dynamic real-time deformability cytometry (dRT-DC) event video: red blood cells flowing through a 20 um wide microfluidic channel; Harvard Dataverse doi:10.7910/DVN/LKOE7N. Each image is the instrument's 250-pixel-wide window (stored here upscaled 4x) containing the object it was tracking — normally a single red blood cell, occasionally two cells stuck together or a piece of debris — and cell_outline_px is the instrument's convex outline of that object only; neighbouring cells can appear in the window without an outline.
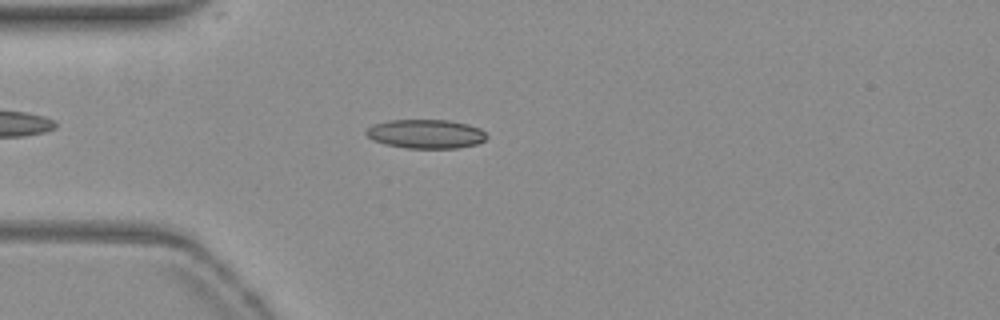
{"species": "common noctule bat (a hibernating species)", "species_latin": "Nyctalus noctula", "temperature_condition": "warm", "stored_images_in_passage": 44, "camera_frame_rate_fps": 3000, "um_per_image_px": 0.085, "animal": {"sex": "female", "body_mass_g": 19.3, "forearm_length_mm": 54.1}, "frame": {"image": 1, "passage_image": 5, "time_ms": 1.333, "image_size_px": [1000, 320], "cell_outline_px": [[488, 136], [484, 140], [476, 144], [456, 148], [404, 148], [384, 144], [372, 140], [364, 132], [372, 124], [388, 120], [448, 120], [468, 124], [480, 128]], "centroid_in_image_um": [36.17, 11.38], "position_along_channel_um": 48.8, "area_um2": 20.46}}
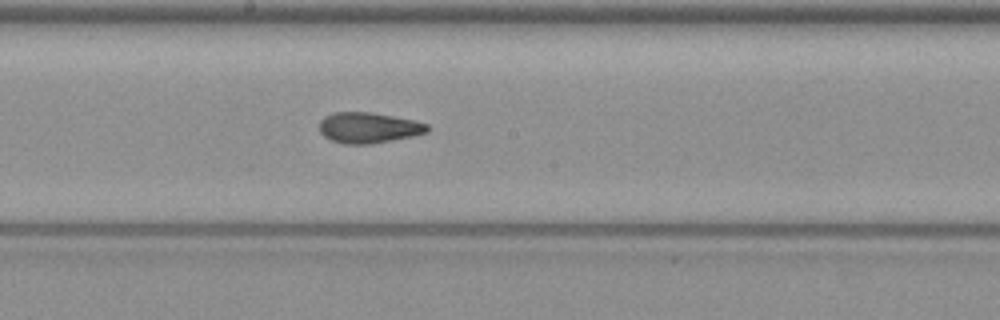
{"frame": {"image": 2, "passage_image": 19, "time_ms": 6.0, "image_size_px": [1000, 320], "cell_outline_px": [[428, 132], [412, 136], [372, 144], [344, 144], [332, 140], [324, 136], [320, 132], [320, 120], [324, 116], [332, 112], [368, 112], [416, 120], [428, 124]], "centroid_in_image_um": [31.31, 10.85], "position_along_channel_um": 216.9, "area_um2": 19.31}}
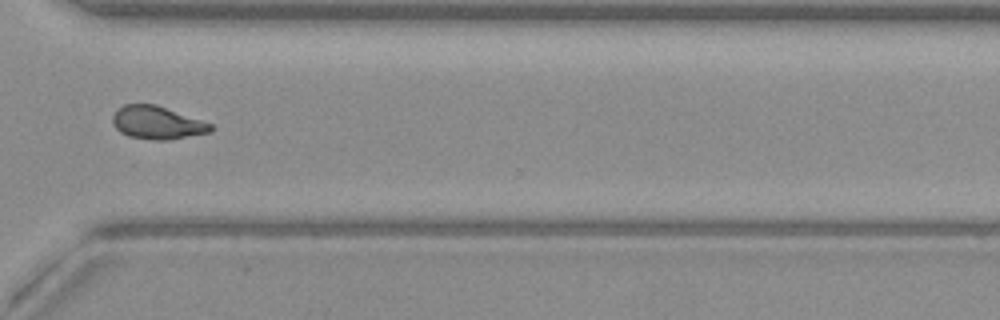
{"frame": {"image": 3, "passage_image": 30, "time_ms": 9.667, "image_size_px": [1000, 320], "cell_outline_px": [[212, 132], [168, 140], [152, 140], [128, 136], [120, 132], [112, 124], [112, 116], [124, 104], [156, 104], [212, 124]], "centroid_in_image_um": [13.35, 10.44], "position_along_channel_um": 357.3, "area_um2": 18.79}, "authors_computed_cell_mechanics": {"area_um2": 19.2474, "velocity_mm_per_s": 3.833, "shape_relaxation_time_tau1_ms": 5.2647, "shape_relaxation_time_tau2_ms": 1.8561, "deformation_change_tau1": 0.1803, "deformation_change_tau2": 0.0813}}